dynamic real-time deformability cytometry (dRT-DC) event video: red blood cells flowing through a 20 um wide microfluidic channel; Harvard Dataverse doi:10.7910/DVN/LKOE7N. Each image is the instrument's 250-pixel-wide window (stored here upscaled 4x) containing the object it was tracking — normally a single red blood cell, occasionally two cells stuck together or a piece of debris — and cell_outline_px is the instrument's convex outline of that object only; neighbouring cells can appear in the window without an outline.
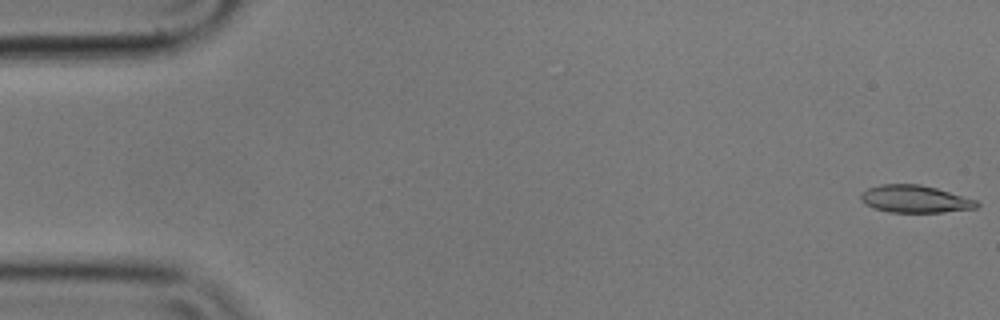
{"species": "common noctule bat (a hibernating species)", "species_latin": "Nyctalus noctula", "temperature_condition": "cold", "stored_images_in_passage": 6, "camera_frame_rate_fps": 3000, "um_per_image_px": 0.085, "animal": {"sex": "male", "body_mass_g": 17.9}, "frame": {"image": 1, "passage_image": 1, "time_ms": 0.0, "image_size_px": [1000, 320], "cell_outline_px": [[980, 204], [976, 208], [944, 212], [888, 212], [872, 208], [864, 204], [860, 200], [860, 192], [868, 188], [880, 184], [920, 184], [936, 188], [976, 200]], "centroid_in_image_um": [77.71, 16.92], "position_along_channel_um": 7.3, "area_um2": 18.61}}
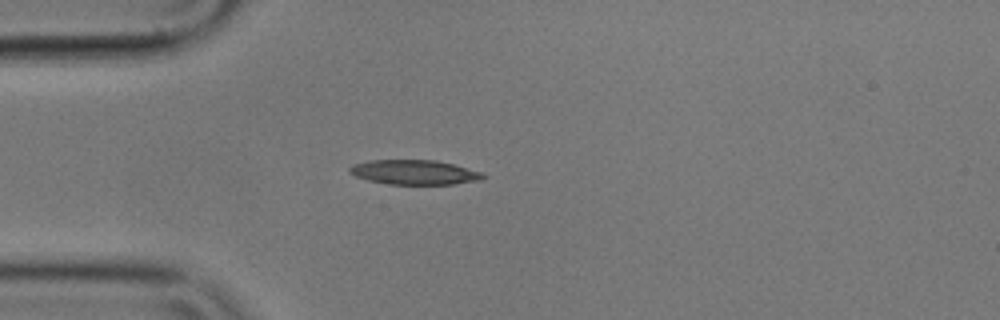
{"frame": {"image": 2, "passage_image": 5, "time_ms": 1.333, "image_size_px": [1000, 320], "cell_outline_px": [[488, 176], [480, 180], [452, 184], [388, 184], [368, 180], [356, 176], [348, 172], [348, 168], [352, 164], [368, 160], [436, 160], [484, 172]], "centroid_in_image_um": [35.22, 14.64], "position_along_channel_um": 49.8, "area_um2": 19.25}}